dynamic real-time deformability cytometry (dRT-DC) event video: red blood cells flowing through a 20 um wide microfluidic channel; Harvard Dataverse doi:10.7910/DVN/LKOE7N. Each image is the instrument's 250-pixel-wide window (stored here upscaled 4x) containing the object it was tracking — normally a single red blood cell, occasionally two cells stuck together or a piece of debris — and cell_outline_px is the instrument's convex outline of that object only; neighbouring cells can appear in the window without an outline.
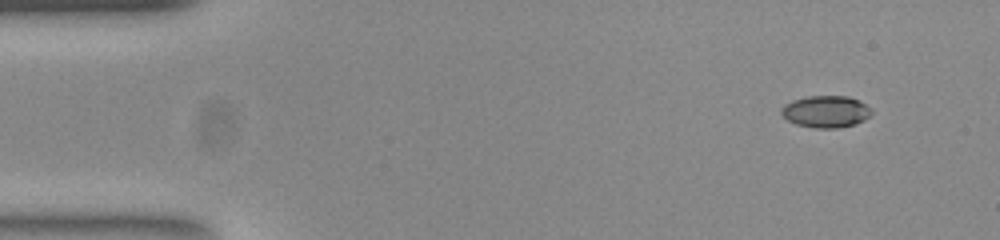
{"species": "common noctule bat (a hibernating species)", "species_latin": "Nyctalus noctula", "temperature_condition": "room temperature", "stored_images_in_passage": 49, "camera_frame_rate_fps": 3000, "um_per_image_px": 0.085, "animal": {"sex": "female", "body_mass_g": 23.0, "forearm_length_mm": 53.4}, "frame": {"image": 1, "passage_image": 1, "time_ms": 0.0, "image_size_px": [1000, 240], "cell_outline_px": [[872, 112], [864, 120], [856, 124], [836, 128], [816, 128], [796, 124], [788, 120], [780, 112], [780, 108], [784, 104], [792, 100], [808, 96], [848, 96], [860, 100], [872, 108]], "centroid_in_image_um": [70.21, 9.47], "position_along_channel_um": 14.8, "area_um2": 16.88}}
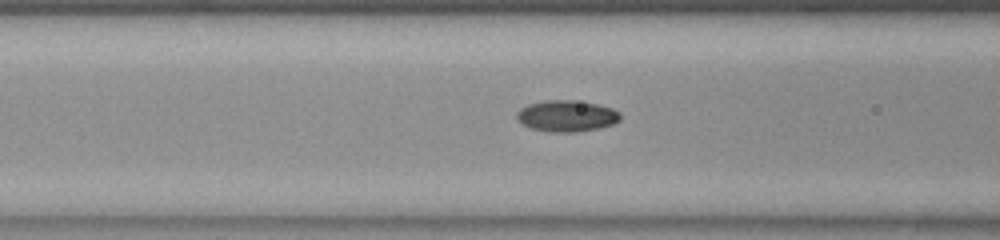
{"frame": {"image": 2, "passage_image": 17, "time_ms": 5.333, "image_size_px": [1000, 240], "cell_outline_px": [[620, 120], [612, 124], [596, 128], [576, 132], [548, 132], [532, 128], [524, 124], [516, 116], [516, 112], [520, 108], [528, 104], [544, 100], [572, 100], [596, 104], [612, 108], [620, 112]], "centroid_in_image_um": [48.16, 9.85], "position_along_channel_um": 118.4, "area_um2": 18.73}}
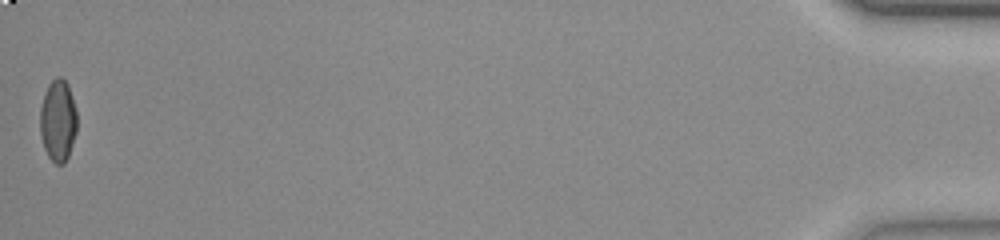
{"frame": {"image": 3, "passage_image": 49, "time_ms": 16.0, "image_size_px": [1000, 240], "cell_outline_px": [[76, 132], [68, 156], [64, 164], [56, 164], [48, 156], [44, 148], [40, 132], [40, 108], [44, 92], [48, 84], [56, 76], [60, 76], [68, 84], [76, 108]], "centroid_in_image_um": [4.92, 10.22], "position_along_channel_um": 430.3, "area_um2": 17.69}, "authors_computed_cell_mechanics": {"area_um2": 17.6868, "velocity_mm_per_s": 3.887, "shape_relaxation_time_tau1_ms": 6.4252, "shape_relaxation_time_tau2_ms": 1.2106, "deformation_change_tau1": 0.1703, "deformation_change_tau2": 0.051}}